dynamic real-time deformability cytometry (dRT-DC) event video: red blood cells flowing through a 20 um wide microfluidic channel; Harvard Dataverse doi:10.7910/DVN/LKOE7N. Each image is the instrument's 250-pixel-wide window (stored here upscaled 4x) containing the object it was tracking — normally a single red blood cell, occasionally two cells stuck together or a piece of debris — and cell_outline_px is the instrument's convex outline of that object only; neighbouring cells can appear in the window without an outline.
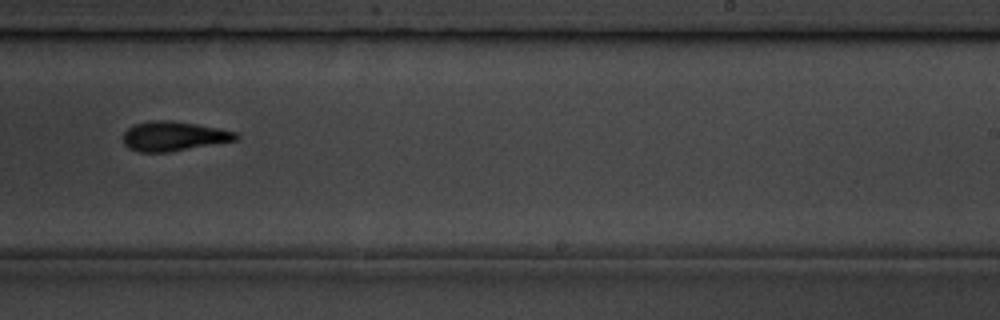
{"species": "common noctule bat (a hibernating species)", "species_latin": "Nyctalus noctula", "temperature_condition": "room temperature", "stored_images_in_passage": 13, "camera_frame_rate_fps": 3000, "um_per_image_px": 0.085, "animal": {"sex": "male", "body_mass_g": 19.5, "forearm_length_mm": 54.6}, "frame": {"image": 1, "passage_image": 8, "time_ms": 8.667, "image_size_px": [1000, 320], "cell_outline_px": [[240, 136], [236, 140], [168, 152], [136, 152], [128, 148], [124, 144], [124, 132], [128, 128], [136, 124], [152, 120], [172, 120], [220, 128], [236, 132]], "centroid_in_image_um": [14.75, 11.57], "position_along_channel_um": 274.2, "area_um2": 19.36}}